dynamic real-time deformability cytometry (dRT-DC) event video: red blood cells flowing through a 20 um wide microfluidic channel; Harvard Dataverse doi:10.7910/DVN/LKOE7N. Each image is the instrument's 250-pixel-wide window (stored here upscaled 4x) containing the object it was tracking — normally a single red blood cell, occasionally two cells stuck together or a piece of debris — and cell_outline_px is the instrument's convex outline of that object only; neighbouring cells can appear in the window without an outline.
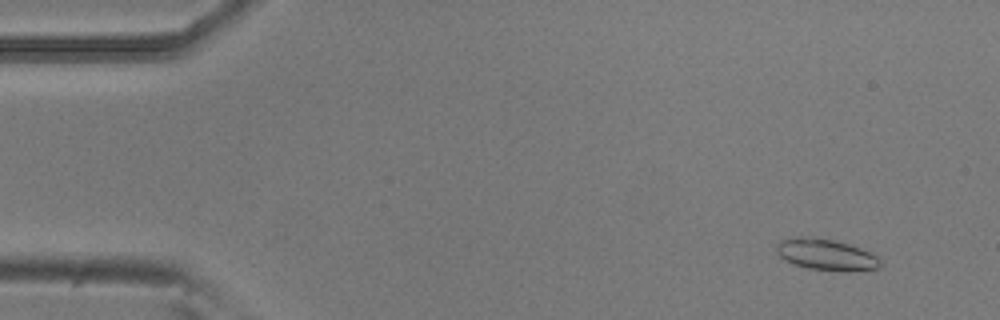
{"species": "common noctule bat (a hibernating species)", "species_latin": "Nyctalus noctula", "temperature_condition": "room temperature", "stored_images_in_passage": 54, "camera_frame_rate_fps": 3000, "um_per_image_px": 0.085, "animal": {"sex": "male", "body_mass_g": 20.5, "forearm_length_mm": 52.5}, "frame": {"image": 1, "passage_image": 5, "time_ms": 1.333, "image_size_px": [1000, 320], "cell_outline_px": [[884, 264], [880, 268], [808, 268], [792, 264], [784, 260], [776, 252], [776, 244], [780, 240], [832, 240], [848, 244], [860, 248], [876, 256]], "centroid_in_image_um": [70.2, 21.65], "position_along_channel_um": 14.8, "area_um2": 17.17}}
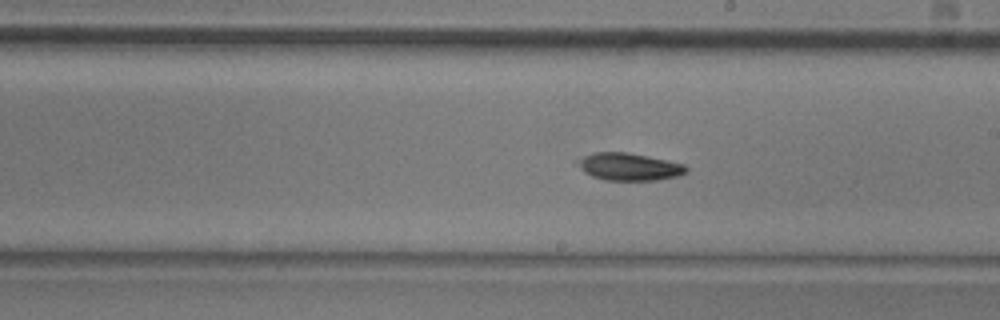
{"frame": {"image": 2, "passage_image": 31, "time_ms": 10.0, "image_size_px": [1000, 320], "cell_outline_px": [[688, 172], [676, 176], [656, 180], [604, 180], [592, 176], [584, 172], [580, 168], [576, 160], [592, 152], [628, 152], [668, 160], [684, 164], [688, 168]], "centroid_in_image_um": [53.47, 14.16], "position_along_channel_um": 235.5, "area_um2": 17.4}}
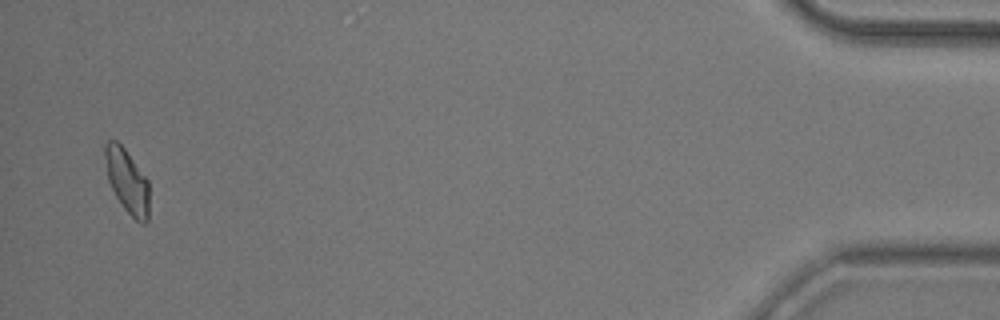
{"frame": {"image": 3, "passage_image": 53, "time_ms": 17.333, "image_size_px": [1000, 320], "cell_outline_px": [[148, 220], [144, 224], [136, 220], [124, 208], [116, 196], [108, 180], [104, 156], [104, 144], [108, 140], [116, 140], [124, 148], [148, 180]], "centroid_in_image_um": [10.79, 15.36], "position_along_channel_um": 424.4, "area_um2": 16.24}, "authors_computed_cell_mechanics": {"area_um2": 17.2244, "velocity_mm_per_s": 3.7587, "shape_relaxation_time_tau1_ms": 2.3506, "shape_relaxation_time_tau2_ms": null, "deformation_change_tau1": 0.0769, "deformation_change_tau2": null}}